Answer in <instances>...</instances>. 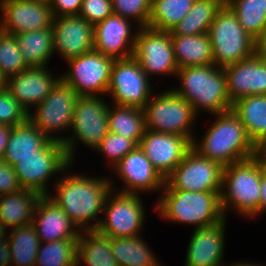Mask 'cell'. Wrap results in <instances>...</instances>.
I'll return each mask as SVG.
<instances>
[{
	"label": "cell",
	"mask_w": 266,
	"mask_h": 266,
	"mask_svg": "<svg viewBox=\"0 0 266 266\" xmlns=\"http://www.w3.org/2000/svg\"><path fill=\"white\" fill-rule=\"evenodd\" d=\"M74 163L55 178L56 193L48 196L57 203L80 231L96 230L102 217L108 194L115 184L107 176H86L82 173L68 174ZM66 172V173H65ZM67 174V175H66ZM96 221V222H95Z\"/></svg>",
	"instance_id": "1"
},
{
	"label": "cell",
	"mask_w": 266,
	"mask_h": 266,
	"mask_svg": "<svg viewBox=\"0 0 266 266\" xmlns=\"http://www.w3.org/2000/svg\"><path fill=\"white\" fill-rule=\"evenodd\" d=\"M212 116H215V121L208 127L203 138L200 140L195 137L192 142L195 151L223 167L256 156L255 144L232 110Z\"/></svg>",
	"instance_id": "2"
},
{
	"label": "cell",
	"mask_w": 266,
	"mask_h": 266,
	"mask_svg": "<svg viewBox=\"0 0 266 266\" xmlns=\"http://www.w3.org/2000/svg\"><path fill=\"white\" fill-rule=\"evenodd\" d=\"M177 78L178 88L171 89L187 100L198 116L200 112L214 115L231 110L223 68L214 64L180 67Z\"/></svg>",
	"instance_id": "3"
},
{
	"label": "cell",
	"mask_w": 266,
	"mask_h": 266,
	"mask_svg": "<svg viewBox=\"0 0 266 266\" xmlns=\"http://www.w3.org/2000/svg\"><path fill=\"white\" fill-rule=\"evenodd\" d=\"M220 193L162 189L154 210L168 222L194 225L195 229L211 226L225 218Z\"/></svg>",
	"instance_id": "4"
},
{
	"label": "cell",
	"mask_w": 266,
	"mask_h": 266,
	"mask_svg": "<svg viewBox=\"0 0 266 266\" xmlns=\"http://www.w3.org/2000/svg\"><path fill=\"white\" fill-rule=\"evenodd\" d=\"M261 174L256 156L224 166L220 200L225 218L231 208L246 219L260 216Z\"/></svg>",
	"instance_id": "5"
},
{
	"label": "cell",
	"mask_w": 266,
	"mask_h": 266,
	"mask_svg": "<svg viewBox=\"0 0 266 266\" xmlns=\"http://www.w3.org/2000/svg\"><path fill=\"white\" fill-rule=\"evenodd\" d=\"M146 129L181 135L193 142L198 115L192 105L171 88L154 93L143 108Z\"/></svg>",
	"instance_id": "6"
},
{
	"label": "cell",
	"mask_w": 266,
	"mask_h": 266,
	"mask_svg": "<svg viewBox=\"0 0 266 266\" xmlns=\"http://www.w3.org/2000/svg\"><path fill=\"white\" fill-rule=\"evenodd\" d=\"M214 65L225 68L255 55V39L240 25L235 13L224 4L210 25Z\"/></svg>",
	"instance_id": "7"
},
{
	"label": "cell",
	"mask_w": 266,
	"mask_h": 266,
	"mask_svg": "<svg viewBox=\"0 0 266 266\" xmlns=\"http://www.w3.org/2000/svg\"><path fill=\"white\" fill-rule=\"evenodd\" d=\"M104 96H80L75 104L72 126L63 141L69 160L73 163L76 146L84 144L92 151L109 132L108 108ZM72 132V134H70Z\"/></svg>",
	"instance_id": "8"
},
{
	"label": "cell",
	"mask_w": 266,
	"mask_h": 266,
	"mask_svg": "<svg viewBox=\"0 0 266 266\" xmlns=\"http://www.w3.org/2000/svg\"><path fill=\"white\" fill-rule=\"evenodd\" d=\"M72 162L67 156L63 142L49 140L37 155L21 158L13 167L23 189L43 195L52 194L48 183L61 175Z\"/></svg>",
	"instance_id": "9"
},
{
	"label": "cell",
	"mask_w": 266,
	"mask_h": 266,
	"mask_svg": "<svg viewBox=\"0 0 266 266\" xmlns=\"http://www.w3.org/2000/svg\"><path fill=\"white\" fill-rule=\"evenodd\" d=\"M79 97L60 80L47 97L28 112V119L49 139L63 142L72 126L75 104Z\"/></svg>",
	"instance_id": "10"
},
{
	"label": "cell",
	"mask_w": 266,
	"mask_h": 266,
	"mask_svg": "<svg viewBox=\"0 0 266 266\" xmlns=\"http://www.w3.org/2000/svg\"><path fill=\"white\" fill-rule=\"evenodd\" d=\"M142 194L122 193L111 190L108 194L103 216L96 230L110 238L134 237L142 234L144 217ZM141 232V233H140Z\"/></svg>",
	"instance_id": "11"
},
{
	"label": "cell",
	"mask_w": 266,
	"mask_h": 266,
	"mask_svg": "<svg viewBox=\"0 0 266 266\" xmlns=\"http://www.w3.org/2000/svg\"><path fill=\"white\" fill-rule=\"evenodd\" d=\"M115 60L95 50L66 61L61 80L79 96H105Z\"/></svg>",
	"instance_id": "12"
},
{
	"label": "cell",
	"mask_w": 266,
	"mask_h": 266,
	"mask_svg": "<svg viewBox=\"0 0 266 266\" xmlns=\"http://www.w3.org/2000/svg\"><path fill=\"white\" fill-rule=\"evenodd\" d=\"M151 80L134 57L115 60L106 92L110 104L143 109L154 93Z\"/></svg>",
	"instance_id": "13"
},
{
	"label": "cell",
	"mask_w": 266,
	"mask_h": 266,
	"mask_svg": "<svg viewBox=\"0 0 266 266\" xmlns=\"http://www.w3.org/2000/svg\"><path fill=\"white\" fill-rule=\"evenodd\" d=\"M224 167L191 148L182 162L165 179L163 189L221 192Z\"/></svg>",
	"instance_id": "14"
},
{
	"label": "cell",
	"mask_w": 266,
	"mask_h": 266,
	"mask_svg": "<svg viewBox=\"0 0 266 266\" xmlns=\"http://www.w3.org/2000/svg\"><path fill=\"white\" fill-rule=\"evenodd\" d=\"M133 57L150 79L151 76L176 77L179 69L169 31L150 27L140 28L134 45Z\"/></svg>",
	"instance_id": "15"
},
{
	"label": "cell",
	"mask_w": 266,
	"mask_h": 266,
	"mask_svg": "<svg viewBox=\"0 0 266 266\" xmlns=\"http://www.w3.org/2000/svg\"><path fill=\"white\" fill-rule=\"evenodd\" d=\"M0 29L17 35L52 27L48 0H0Z\"/></svg>",
	"instance_id": "16"
},
{
	"label": "cell",
	"mask_w": 266,
	"mask_h": 266,
	"mask_svg": "<svg viewBox=\"0 0 266 266\" xmlns=\"http://www.w3.org/2000/svg\"><path fill=\"white\" fill-rule=\"evenodd\" d=\"M112 170L115 171V176L124 183L119 189H116L117 186L112 187V190L118 192L142 195L149 192L151 194V192H161L165 184V179L154 168L139 146L122 158L112 167Z\"/></svg>",
	"instance_id": "17"
},
{
	"label": "cell",
	"mask_w": 266,
	"mask_h": 266,
	"mask_svg": "<svg viewBox=\"0 0 266 266\" xmlns=\"http://www.w3.org/2000/svg\"><path fill=\"white\" fill-rule=\"evenodd\" d=\"M138 146L159 174L166 179L192 148V142L181 135L146 129Z\"/></svg>",
	"instance_id": "18"
},
{
	"label": "cell",
	"mask_w": 266,
	"mask_h": 266,
	"mask_svg": "<svg viewBox=\"0 0 266 266\" xmlns=\"http://www.w3.org/2000/svg\"><path fill=\"white\" fill-rule=\"evenodd\" d=\"M132 24L131 20L114 13L97 23L94 26V50L114 60L133 57L136 36L140 28ZM132 26H135V31Z\"/></svg>",
	"instance_id": "19"
},
{
	"label": "cell",
	"mask_w": 266,
	"mask_h": 266,
	"mask_svg": "<svg viewBox=\"0 0 266 266\" xmlns=\"http://www.w3.org/2000/svg\"><path fill=\"white\" fill-rule=\"evenodd\" d=\"M54 54L65 61L94 50V25L80 16L53 18Z\"/></svg>",
	"instance_id": "20"
},
{
	"label": "cell",
	"mask_w": 266,
	"mask_h": 266,
	"mask_svg": "<svg viewBox=\"0 0 266 266\" xmlns=\"http://www.w3.org/2000/svg\"><path fill=\"white\" fill-rule=\"evenodd\" d=\"M228 218L207 227L193 228L187 245L184 266H223L226 222Z\"/></svg>",
	"instance_id": "21"
},
{
	"label": "cell",
	"mask_w": 266,
	"mask_h": 266,
	"mask_svg": "<svg viewBox=\"0 0 266 266\" xmlns=\"http://www.w3.org/2000/svg\"><path fill=\"white\" fill-rule=\"evenodd\" d=\"M45 67H28L16 76L7 79V90L27 112L40 104L61 80Z\"/></svg>",
	"instance_id": "22"
},
{
	"label": "cell",
	"mask_w": 266,
	"mask_h": 266,
	"mask_svg": "<svg viewBox=\"0 0 266 266\" xmlns=\"http://www.w3.org/2000/svg\"><path fill=\"white\" fill-rule=\"evenodd\" d=\"M223 70L231 103L250 95H266V62L256 54Z\"/></svg>",
	"instance_id": "23"
},
{
	"label": "cell",
	"mask_w": 266,
	"mask_h": 266,
	"mask_svg": "<svg viewBox=\"0 0 266 266\" xmlns=\"http://www.w3.org/2000/svg\"><path fill=\"white\" fill-rule=\"evenodd\" d=\"M32 224L41 243L79 238L80 230L48 195L37 203Z\"/></svg>",
	"instance_id": "24"
},
{
	"label": "cell",
	"mask_w": 266,
	"mask_h": 266,
	"mask_svg": "<svg viewBox=\"0 0 266 266\" xmlns=\"http://www.w3.org/2000/svg\"><path fill=\"white\" fill-rule=\"evenodd\" d=\"M41 194L29 189L0 196V220L9 230L33 222Z\"/></svg>",
	"instance_id": "25"
},
{
	"label": "cell",
	"mask_w": 266,
	"mask_h": 266,
	"mask_svg": "<svg viewBox=\"0 0 266 266\" xmlns=\"http://www.w3.org/2000/svg\"><path fill=\"white\" fill-rule=\"evenodd\" d=\"M49 140L27 119L24 123L12 127L2 159L13 167L21 158L37 155V151Z\"/></svg>",
	"instance_id": "26"
},
{
	"label": "cell",
	"mask_w": 266,
	"mask_h": 266,
	"mask_svg": "<svg viewBox=\"0 0 266 266\" xmlns=\"http://www.w3.org/2000/svg\"><path fill=\"white\" fill-rule=\"evenodd\" d=\"M231 110L257 147L266 140V95H250L232 103Z\"/></svg>",
	"instance_id": "27"
},
{
	"label": "cell",
	"mask_w": 266,
	"mask_h": 266,
	"mask_svg": "<svg viewBox=\"0 0 266 266\" xmlns=\"http://www.w3.org/2000/svg\"><path fill=\"white\" fill-rule=\"evenodd\" d=\"M178 67L214 64L209 33L192 36L171 35Z\"/></svg>",
	"instance_id": "28"
},
{
	"label": "cell",
	"mask_w": 266,
	"mask_h": 266,
	"mask_svg": "<svg viewBox=\"0 0 266 266\" xmlns=\"http://www.w3.org/2000/svg\"><path fill=\"white\" fill-rule=\"evenodd\" d=\"M84 263L86 266H118L112 254L111 238L100 234L97 230L80 231L77 266Z\"/></svg>",
	"instance_id": "29"
},
{
	"label": "cell",
	"mask_w": 266,
	"mask_h": 266,
	"mask_svg": "<svg viewBox=\"0 0 266 266\" xmlns=\"http://www.w3.org/2000/svg\"><path fill=\"white\" fill-rule=\"evenodd\" d=\"M15 36L19 50L29 67H45L54 57L52 27Z\"/></svg>",
	"instance_id": "30"
},
{
	"label": "cell",
	"mask_w": 266,
	"mask_h": 266,
	"mask_svg": "<svg viewBox=\"0 0 266 266\" xmlns=\"http://www.w3.org/2000/svg\"><path fill=\"white\" fill-rule=\"evenodd\" d=\"M142 235L111 238L112 254L118 266H162Z\"/></svg>",
	"instance_id": "31"
},
{
	"label": "cell",
	"mask_w": 266,
	"mask_h": 266,
	"mask_svg": "<svg viewBox=\"0 0 266 266\" xmlns=\"http://www.w3.org/2000/svg\"><path fill=\"white\" fill-rule=\"evenodd\" d=\"M223 5L222 0H195L191 10L172 28L170 34L192 36L209 33L210 25Z\"/></svg>",
	"instance_id": "32"
},
{
	"label": "cell",
	"mask_w": 266,
	"mask_h": 266,
	"mask_svg": "<svg viewBox=\"0 0 266 266\" xmlns=\"http://www.w3.org/2000/svg\"><path fill=\"white\" fill-rule=\"evenodd\" d=\"M109 131L132 139L137 145L145 133V115L141 108L109 104Z\"/></svg>",
	"instance_id": "33"
},
{
	"label": "cell",
	"mask_w": 266,
	"mask_h": 266,
	"mask_svg": "<svg viewBox=\"0 0 266 266\" xmlns=\"http://www.w3.org/2000/svg\"><path fill=\"white\" fill-rule=\"evenodd\" d=\"M13 266H35L41 241L34 225L28 224L8 230Z\"/></svg>",
	"instance_id": "34"
},
{
	"label": "cell",
	"mask_w": 266,
	"mask_h": 266,
	"mask_svg": "<svg viewBox=\"0 0 266 266\" xmlns=\"http://www.w3.org/2000/svg\"><path fill=\"white\" fill-rule=\"evenodd\" d=\"M195 0H152L147 27L171 31L191 10Z\"/></svg>",
	"instance_id": "35"
},
{
	"label": "cell",
	"mask_w": 266,
	"mask_h": 266,
	"mask_svg": "<svg viewBox=\"0 0 266 266\" xmlns=\"http://www.w3.org/2000/svg\"><path fill=\"white\" fill-rule=\"evenodd\" d=\"M227 5L254 39L266 29V0H230Z\"/></svg>",
	"instance_id": "36"
},
{
	"label": "cell",
	"mask_w": 266,
	"mask_h": 266,
	"mask_svg": "<svg viewBox=\"0 0 266 266\" xmlns=\"http://www.w3.org/2000/svg\"><path fill=\"white\" fill-rule=\"evenodd\" d=\"M78 239L41 243L35 266H77Z\"/></svg>",
	"instance_id": "37"
},
{
	"label": "cell",
	"mask_w": 266,
	"mask_h": 266,
	"mask_svg": "<svg viewBox=\"0 0 266 266\" xmlns=\"http://www.w3.org/2000/svg\"><path fill=\"white\" fill-rule=\"evenodd\" d=\"M29 66L19 50L16 36L0 29V71L8 79Z\"/></svg>",
	"instance_id": "38"
},
{
	"label": "cell",
	"mask_w": 266,
	"mask_h": 266,
	"mask_svg": "<svg viewBox=\"0 0 266 266\" xmlns=\"http://www.w3.org/2000/svg\"><path fill=\"white\" fill-rule=\"evenodd\" d=\"M138 145L129 138L118 134L108 132L106 137L95 148V152L99 153L106 159L107 168L115 166L128 153L133 151Z\"/></svg>",
	"instance_id": "39"
},
{
	"label": "cell",
	"mask_w": 266,
	"mask_h": 266,
	"mask_svg": "<svg viewBox=\"0 0 266 266\" xmlns=\"http://www.w3.org/2000/svg\"><path fill=\"white\" fill-rule=\"evenodd\" d=\"M113 13L131 20L139 28L147 27L152 0H111Z\"/></svg>",
	"instance_id": "40"
},
{
	"label": "cell",
	"mask_w": 266,
	"mask_h": 266,
	"mask_svg": "<svg viewBox=\"0 0 266 266\" xmlns=\"http://www.w3.org/2000/svg\"><path fill=\"white\" fill-rule=\"evenodd\" d=\"M28 119V112L6 89L0 93V124L14 127Z\"/></svg>",
	"instance_id": "41"
},
{
	"label": "cell",
	"mask_w": 266,
	"mask_h": 266,
	"mask_svg": "<svg viewBox=\"0 0 266 266\" xmlns=\"http://www.w3.org/2000/svg\"><path fill=\"white\" fill-rule=\"evenodd\" d=\"M113 14L111 0H83L78 16L94 26Z\"/></svg>",
	"instance_id": "42"
},
{
	"label": "cell",
	"mask_w": 266,
	"mask_h": 266,
	"mask_svg": "<svg viewBox=\"0 0 266 266\" xmlns=\"http://www.w3.org/2000/svg\"><path fill=\"white\" fill-rule=\"evenodd\" d=\"M23 189L19 183L18 177L10 164L0 159V196Z\"/></svg>",
	"instance_id": "43"
},
{
	"label": "cell",
	"mask_w": 266,
	"mask_h": 266,
	"mask_svg": "<svg viewBox=\"0 0 266 266\" xmlns=\"http://www.w3.org/2000/svg\"><path fill=\"white\" fill-rule=\"evenodd\" d=\"M83 0H48L53 17L78 16Z\"/></svg>",
	"instance_id": "44"
},
{
	"label": "cell",
	"mask_w": 266,
	"mask_h": 266,
	"mask_svg": "<svg viewBox=\"0 0 266 266\" xmlns=\"http://www.w3.org/2000/svg\"><path fill=\"white\" fill-rule=\"evenodd\" d=\"M0 266H12L8 236L0 240Z\"/></svg>",
	"instance_id": "45"
},
{
	"label": "cell",
	"mask_w": 266,
	"mask_h": 266,
	"mask_svg": "<svg viewBox=\"0 0 266 266\" xmlns=\"http://www.w3.org/2000/svg\"><path fill=\"white\" fill-rule=\"evenodd\" d=\"M255 54L266 62V29L255 39Z\"/></svg>",
	"instance_id": "46"
},
{
	"label": "cell",
	"mask_w": 266,
	"mask_h": 266,
	"mask_svg": "<svg viewBox=\"0 0 266 266\" xmlns=\"http://www.w3.org/2000/svg\"><path fill=\"white\" fill-rule=\"evenodd\" d=\"M266 213V168L262 166L260 183V215Z\"/></svg>",
	"instance_id": "47"
},
{
	"label": "cell",
	"mask_w": 266,
	"mask_h": 266,
	"mask_svg": "<svg viewBox=\"0 0 266 266\" xmlns=\"http://www.w3.org/2000/svg\"><path fill=\"white\" fill-rule=\"evenodd\" d=\"M12 126L0 125V159L3 158Z\"/></svg>",
	"instance_id": "48"
},
{
	"label": "cell",
	"mask_w": 266,
	"mask_h": 266,
	"mask_svg": "<svg viewBox=\"0 0 266 266\" xmlns=\"http://www.w3.org/2000/svg\"><path fill=\"white\" fill-rule=\"evenodd\" d=\"M256 157L260 160L262 166L266 168V140L256 147Z\"/></svg>",
	"instance_id": "49"
},
{
	"label": "cell",
	"mask_w": 266,
	"mask_h": 266,
	"mask_svg": "<svg viewBox=\"0 0 266 266\" xmlns=\"http://www.w3.org/2000/svg\"><path fill=\"white\" fill-rule=\"evenodd\" d=\"M227 263H224V265L223 266H266L264 263H263V265H261V264H258V263H253V262H246V261H240V262H238V261H235V262H233V263H231V264H227Z\"/></svg>",
	"instance_id": "50"
},
{
	"label": "cell",
	"mask_w": 266,
	"mask_h": 266,
	"mask_svg": "<svg viewBox=\"0 0 266 266\" xmlns=\"http://www.w3.org/2000/svg\"><path fill=\"white\" fill-rule=\"evenodd\" d=\"M7 89V79L2 75L0 71V93Z\"/></svg>",
	"instance_id": "51"
},
{
	"label": "cell",
	"mask_w": 266,
	"mask_h": 266,
	"mask_svg": "<svg viewBox=\"0 0 266 266\" xmlns=\"http://www.w3.org/2000/svg\"><path fill=\"white\" fill-rule=\"evenodd\" d=\"M7 228L3 225L2 221L0 220V240L8 236Z\"/></svg>",
	"instance_id": "52"
},
{
	"label": "cell",
	"mask_w": 266,
	"mask_h": 266,
	"mask_svg": "<svg viewBox=\"0 0 266 266\" xmlns=\"http://www.w3.org/2000/svg\"><path fill=\"white\" fill-rule=\"evenodd\" d=\"M224 4H227L230 0H222Z\"/></svg>",
	"instance_id": "53"
}]
</instances>
